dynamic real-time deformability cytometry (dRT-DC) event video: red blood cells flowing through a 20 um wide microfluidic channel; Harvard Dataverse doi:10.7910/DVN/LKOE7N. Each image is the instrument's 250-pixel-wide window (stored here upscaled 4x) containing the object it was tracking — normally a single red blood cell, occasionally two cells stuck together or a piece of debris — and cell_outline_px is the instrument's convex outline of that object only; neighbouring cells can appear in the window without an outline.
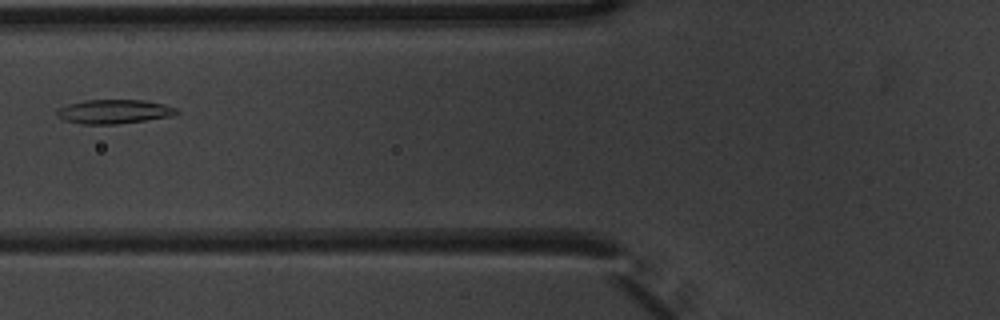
{"species": "common noctule bat (a hibernating species)", "species_latin": "Nyctalus noctula", "temperature_condition": "warm", "stored_images_in_passage": 8, "camera_frame_rate_fps": 3000, "um_per_image_px": 0.085, "animal": {"sex": "male", "body_mass_g": 20.1, "forearm_length_mm": 53.5}, "frame": {"image": 1, "passage_image": 7, "time_ms": 2.0, "image_size_px": [1000, 320], "cell_outline_px": [[180, 112], [168, 116], [144, 120], [116, 124], [80, 124], [64, 120], [56, 112], [56, 108], [68, 104], [84, 100], [144, 100], [164, 104], [176, 108]], "centroid_in_image_um": [9.65, 9.48], "position_along_channel_um": 116.2, "area_um2": 16.65}}
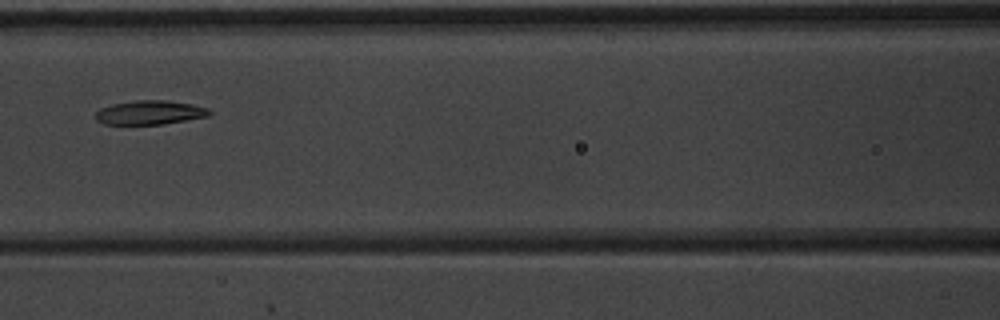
{"frame": {"image": 2, "passage_image": 8, "time_ms": 2.333, "image_size_px": [1000, 320], "cell_outline_px": [[212, 112], [208, 116], [164, 124], [104, 124], [96, 120], [96, 112], [100, 108], [112, 104], [132, 100], [168, 100], [192, 104], [208, 108]], "centroid_in_image_um": [12.73, 9.55], "position_along_channel_um": 153.9, "area_um2": 16.01}}